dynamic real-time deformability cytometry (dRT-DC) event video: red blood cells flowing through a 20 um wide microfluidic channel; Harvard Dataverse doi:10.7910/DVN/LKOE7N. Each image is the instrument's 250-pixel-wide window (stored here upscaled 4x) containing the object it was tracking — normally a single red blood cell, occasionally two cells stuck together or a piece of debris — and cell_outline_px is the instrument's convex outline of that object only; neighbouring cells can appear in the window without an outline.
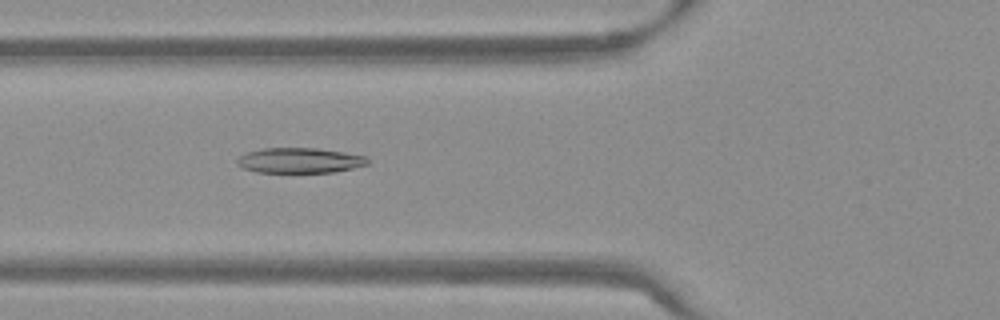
{"species": "Egyptian fruit bat (a non-hibernating species)", "species_latin": "Rousettus aegyptiacus", "temperature_condition": "warm", "stored_images_in_passage": 40, "camera_frame_rate_fps": 3000, "um_per_image_px": 0.085, "frame": {"image": 1, "passage_image": 7, "time_ms": 2.0, "image_size_px": [1000, 320], "cell_outline_px": [[368, 164], [336, 172], [256, 172], [244, 168], [236, 164], [236, 160], [240, 156], [248, 152], [264, 148], [316, 148], [344, 152], [368, 156]], "centroid_in_image_um": [25.49, 13.63], "position_along_channel_um": 100.3, "area_um2": 19.13}}
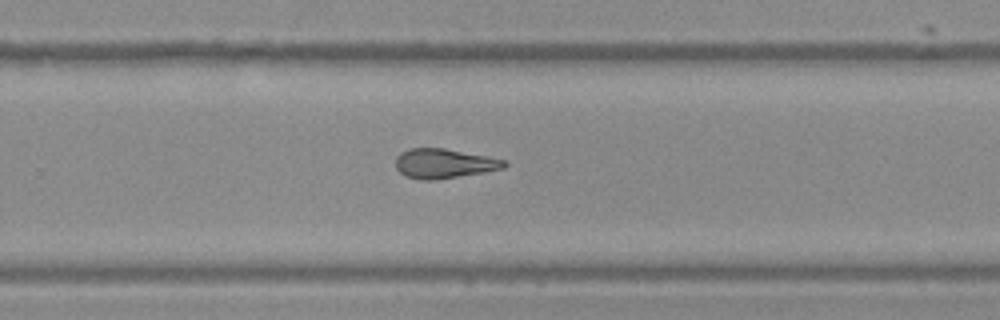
{"frame": {"image": 2, "passage_image": 22, "time_ms": 7.0, "image_size_px": [1000, 320], "cell_outline_px": [[508, 164], [504, 168], [484, 172], [436, 180], [420, 180], [404, 176], [396, 168], [396, 156], [400, 152], [408, 148], [444, 148], [488, 156], [504, 160]], "centroid_in_image_um": [37.71, 13.9], "position_along_channel_um": 292.1, "area_um2": 18.84}}
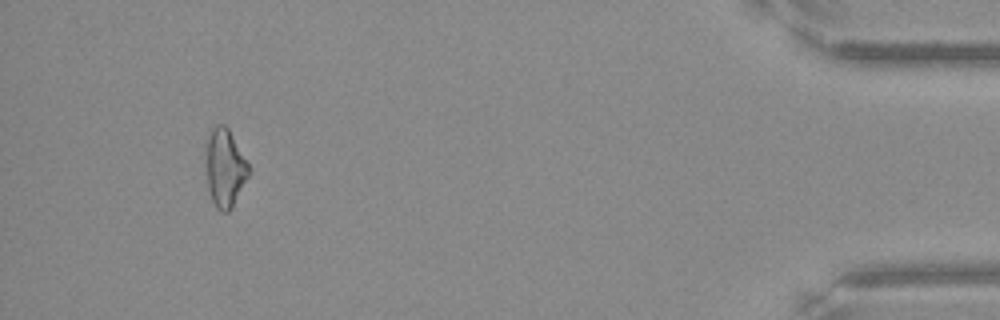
{"frame": {"image": 3, "passage_image": 37, "time_ms": 12.0, "image_size_px": [1000, 320], "cell_outline_px": [[248, 176], [232, 208], [228, 212], [220, 212], [216, 208], [212, 200], [208, 188], [204, 144], [212, 128], [216, 124], [224, 124], [228, 128], [248, 164]], "centroid_in_image_um": [19.07, 14.26], "position_along_channel_um": 416.1, "area_um2": 19.48}, "authors_computed_cell_mechanics": {"area_um2": 18.9006, "velocity_mm_per_s": 3.8308, "shape_relaxation_time_tau1_ms": 7.1622, "shape_relaxation_time_tau2_ms": 3.631, "deformation_change_tau1": 0.2041, "deformation_change_tau2": 0.131}}